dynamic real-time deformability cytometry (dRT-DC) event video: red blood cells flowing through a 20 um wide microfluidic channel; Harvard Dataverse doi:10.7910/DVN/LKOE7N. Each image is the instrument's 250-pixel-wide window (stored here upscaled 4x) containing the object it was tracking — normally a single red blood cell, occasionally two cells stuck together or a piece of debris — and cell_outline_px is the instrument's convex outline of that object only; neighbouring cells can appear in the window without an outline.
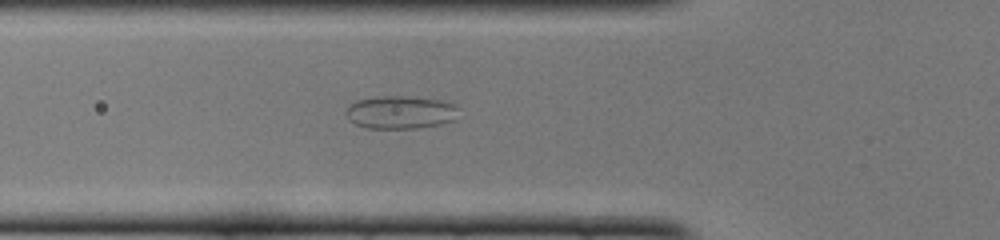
{"species": "common noctule bat (a hibernating species)", "species_latin": "Nyctalus noctula", "temperature_condition": "cold", "stored_images_in_passage": 31, "camera_frame_rate_fps": 3000, "um_per_image_px": 0.085, "animal": {"sex": "female", "body_mass_g": 22.0, "forearm_length_mm": 56.7}, "frame": {"image": 1, "passage_image": 5, "time_ms": 1.333, "image_size_px": [1000, 240], "cell_outline_px": [[460, 108], [456, 120], [440, 124], [420, 128], [368, 128], [356, 124], [348, 116], [348, 108], [356, 100], [380, 96], [400, 96], [440, 100], [452, 104]], "centroid_in_image_um": [34.11, 9.55], "position_along_channel_um": 91.7, "area_um2": 21.39}}
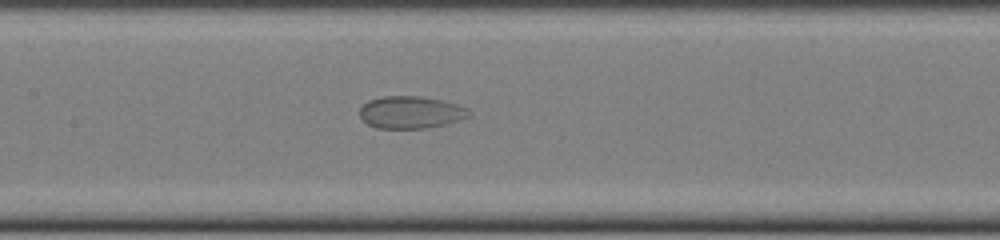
{"frame": {"image": 2, "passage_image": 11, "time_ms": 3.333, "image_size_px": [1000, 240], "cell_outline_px": [[472, 112], [468, 116], [444, 124], [424, 128], [376, 128], [368, 124], [360, 116], [360, 108], [368, 100], [380, 96], [420, 96], [440, 100], [456, 104], [468, 108]], "centroid_in_image_um": [34.88, 9.53], "position_along_channel_um": 172.5, "area_um2": 20.35}}
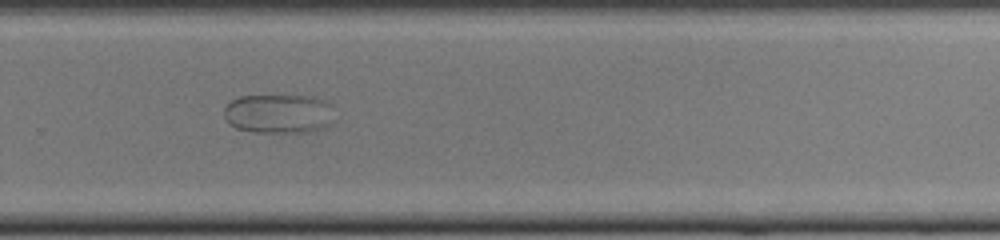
{"frame": {"image": 3, "passage_image": 21, "time_ms": 6.667, "image_size_px": [1000, 240], "cell_outline_px": [[336, 124], [324, 128], [308, 132], [252, 132], [236, 128], [228, 124], [224, 116], [224, 108], [232, 100], [240, 96], [312, 96], [332, 100]], "centroid_in_image_um": [23.8, 9.66], "position_along_channel_um": 306.0, "area_um2": 26.13}}